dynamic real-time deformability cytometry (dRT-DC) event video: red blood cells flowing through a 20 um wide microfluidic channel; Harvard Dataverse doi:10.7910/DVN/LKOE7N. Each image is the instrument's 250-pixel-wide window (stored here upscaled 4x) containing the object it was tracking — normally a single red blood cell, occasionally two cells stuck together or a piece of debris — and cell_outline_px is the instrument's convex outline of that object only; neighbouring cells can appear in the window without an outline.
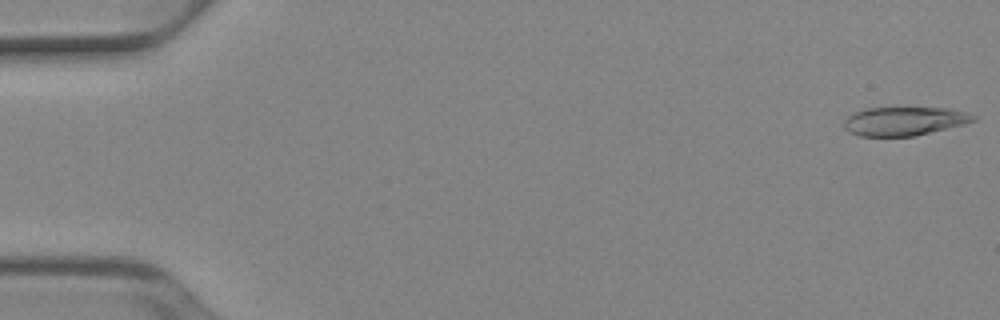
{"species": "Egyptian fruit bat (a non-hibernating species)", "species_latin": "Rousettus aegyptiacus", "temperature_condition": "cold", "stored_images_in_passage": 52, "camera_frame_rate_fps": 3000, "um_per_image_px": 0.085, "animal": {"sex": "female"}, "frame": {"image": 1, "passage_image": 1, "time_ms": 0.0, "image_size_px": [1000, 320], "cell_outline_px": [[976, 120], [964, 124], [916, 136], [860, 136], [848, 132], [844, 128], [844, 120], [848, 116], [856, 112], [868, 108], [948, 108], [968, 112], [976, 116]], "centroid_in_image_um": [76.88, 10.3], "position_along_channel_um": 8.1, "area_um2": 21.62}}
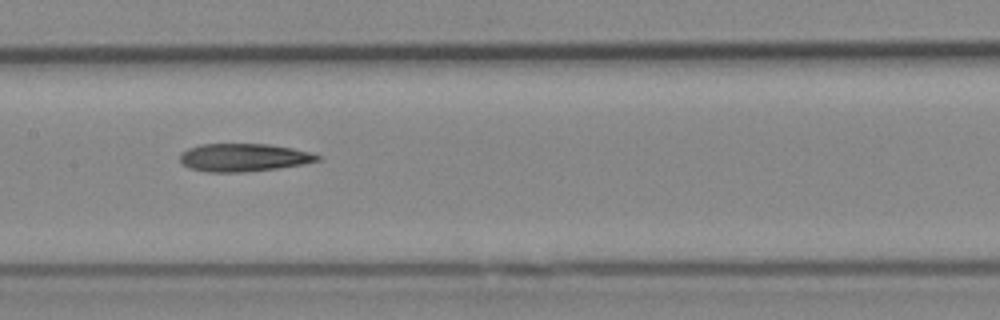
{"frame": {"image": 2, "passage_image": 26, "time_ms": 8.333, "image_size_px": [1000, 320], "cell_outline_px": [[320, 160], [304, 164], [276, 168], [244, 172], [208, 172], [188, 168], [180, 160], [180, 152], [188, 148], [200, 144], [268, 144], [292, 148], [312, 152], [320, 156]], "centroid_in_image_um": [20.7, 13.38], "position_along_channel_um": 186.7, "area_um2": 22.43}}
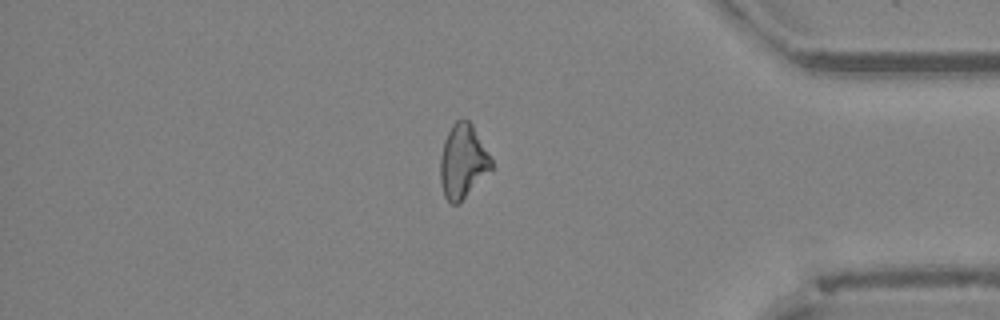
{"frame": {"image": 3, "passage_image": 44, "time_ms": 14.333, "image_size_px": [1000, 320], "cell_outline_px": [[492, 168], [456, 204], [452, 204], [444, 196], [440, 180], [440, 156], [444, 140], [452, 124], [456, 120], [468, 120], [472, 124], [492, 160]], "centroid_in_image_um": [39.31, 13.68], "position_along_channel_um": 395.9, "area_um2": 21.39}, "authors_computed_cell_mechanics": {"area_um2": 22.5709, "velocity_mm_per_s": 3.9169, "shape_relaxation_time_tau1_ms": 6.0016, "shape_relaxation_time_tau2_ms": 10.0383, "deformation_change_tau1": 0.1723, "deformation_change_tau2": 0.2585}}